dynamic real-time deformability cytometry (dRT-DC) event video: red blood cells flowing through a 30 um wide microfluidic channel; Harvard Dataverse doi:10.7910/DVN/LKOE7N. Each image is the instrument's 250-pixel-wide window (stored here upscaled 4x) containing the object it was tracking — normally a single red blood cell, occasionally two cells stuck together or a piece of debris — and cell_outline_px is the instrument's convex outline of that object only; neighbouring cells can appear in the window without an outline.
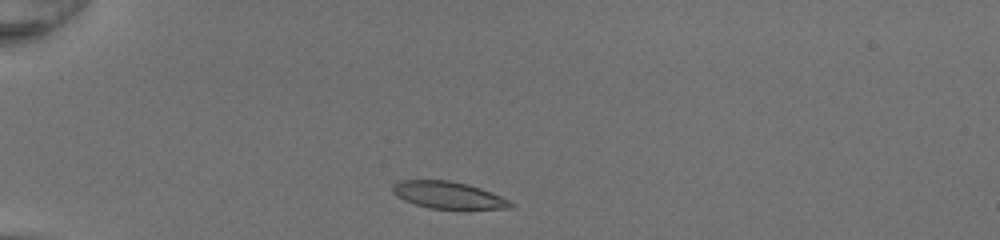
{"species": "common noctule bat (a hibernating species)", "species_latin": "Nyctalus noctula", "temperature_condition": "room temperature", "stored_images_in_passage": 32, "camera_frame_rate_fps": 3000, "um_per_image_px": 0.085, "animal": {"sex": "female", "body_mass_g": 20.0, "forearm_length_mm": 54.0}, "frame": {"image": 1, "passage_image": 2, "time_ms": 0.333, "image_size_px": [1000, 240], "cell_outline_px": [[516, 204], [512, 208], [428, 208], [404, 200], [396, 196], [392, 192], [392, 184], [396, 180], [448, 180], [468, 184], [480, 188], [500, 196]], "centroid_in_image_um": [38.04, 16.56], "position_along_channel_um": 47.0, "area_um2": 18.44}}
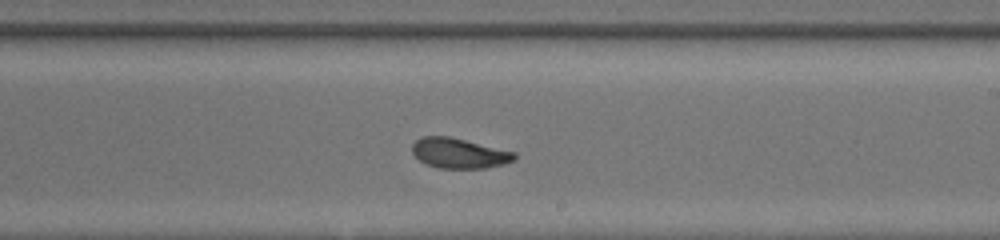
{"frame": {"image": 2, "passage_image": 19, "time_ms": 6.0, "image_size_px": [1000, 240], "cell_outline_px": [[516, 160], [504, 164], [484, 168], [440, 168], [428, 164], [420, 160], [412, 152], [412, 144], [420, 136], [448, 136], [516, 152]], "centroid_in_image_um": [39.04, 13.02], "position_along_channel_um": 250.0, "area_um2": 17.86}}
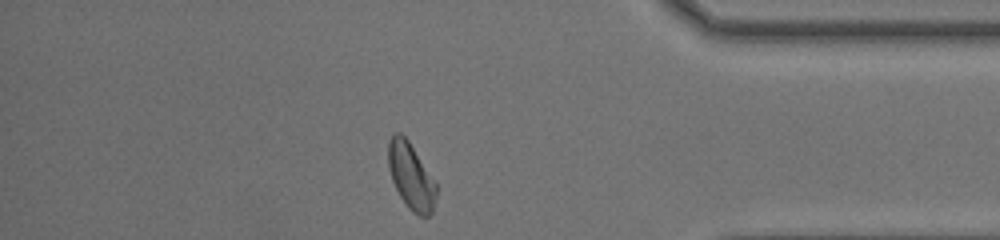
{"frame": {"image": 3, "passage_image": 31, "time_ms": 10.0, "image_size_px": [1000, 240], "cell_outline_px": [[436, 196], [432, 212], [428, 216], [420, 216], [412, 212], [408, 208], [400, 196], [392, 180], [388, 168], [388, 140], [396, 132], [400, 132], [408, 140], [436, 184]], "centroid_in_image_um": [34.91, 14.98], "position_along_channel_um": 400.3, "area_um2": 18.26}, "authors_computed_cell_mechanics": {"area_um2": 18.4382, "velocity_mm_per_s": 4.2771, "shape_relaxation_time_tau1_ms": 3.6733, "shape_relaxation_time_tau2_ms": 1.6391, "deformation_change_tau1": 0.1441, "deformation_change_tau2": 0.0793}}